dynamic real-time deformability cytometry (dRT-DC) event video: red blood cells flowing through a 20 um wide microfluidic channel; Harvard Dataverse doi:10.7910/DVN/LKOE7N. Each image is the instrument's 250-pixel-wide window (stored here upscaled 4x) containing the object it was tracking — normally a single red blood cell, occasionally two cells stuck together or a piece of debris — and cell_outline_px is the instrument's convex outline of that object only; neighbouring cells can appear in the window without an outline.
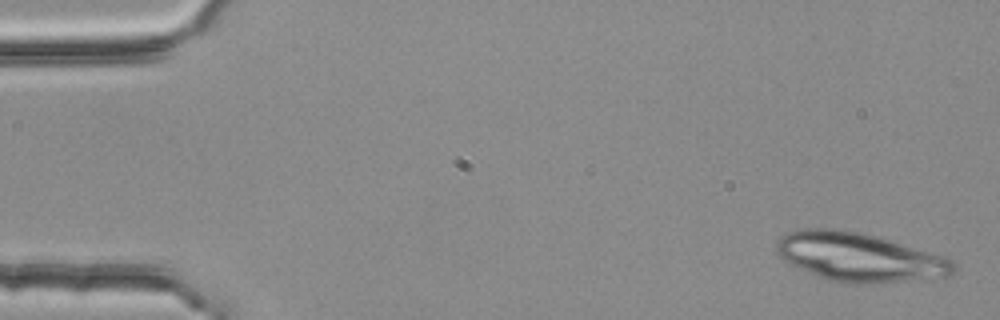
{"species": "common noctule bat (a hibernating species)", "species_latin": "Nyctalus noctula", "temperature_condition": "room temperature", "stored_images_in_passage": 4, "camera_frame_rate_fps": 3000, "um_per_image_px": 0.085, "animal": {"sex": "female", "body_mass_g": 25.1}, "frame": {"image": 1, "passage_image": 1, "time_ms": 0.0, "image_size_px": [1000, 320], "cell_outline_px": [[952, 272], [948, 276], [868, 284], [828, 280], [800, 268], [784, 260], [776, 252], [776, 244], [788, 232], [804, 228], [836, 228], [876, 236], [892, 240], [932, 252], [944, 256], [952, 260]], "centroid_in_image_um": [73.03, 21.84], "position_along_channel_um": 12.0, "area_um2": 49.48}}